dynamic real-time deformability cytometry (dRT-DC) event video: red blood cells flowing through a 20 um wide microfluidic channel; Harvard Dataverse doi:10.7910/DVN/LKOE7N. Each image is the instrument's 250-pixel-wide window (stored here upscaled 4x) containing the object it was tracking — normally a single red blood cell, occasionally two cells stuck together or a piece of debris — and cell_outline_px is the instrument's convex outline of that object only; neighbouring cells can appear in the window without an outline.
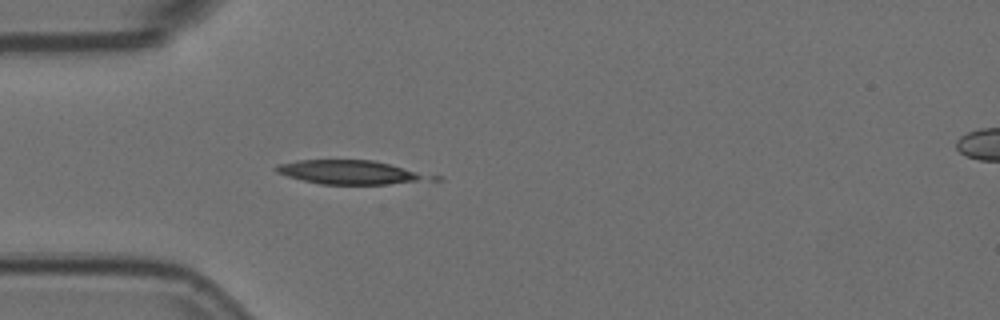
{"species": "Egyptian fruit bat (a non-hibernating species)", "species_latin": "Rousettus aegyptiacus", "temperature_condition": "room temperature", "stored_images_in_passage": 4, "camera_frame_rate_fps": 3000, "um_per_image_px": 0.085, "animal": {"sex": "female"}, "frame": {"image": 1, "passage_image": 4, "time_ms": 1.0, "image_size_px": [1000, 320], "cell_outline_px": [[420, 176], [416, 180], [384, 184], [320, 184], [288, 176], [276, 172], [272, 168], [276, 164], [300, 160], [372, 160], [388, 164], [412, 172]], "centroid_in_image_um": [29.32, 14.62], "position_along_channel_um": 55.7, "area_um2": 19.88}}